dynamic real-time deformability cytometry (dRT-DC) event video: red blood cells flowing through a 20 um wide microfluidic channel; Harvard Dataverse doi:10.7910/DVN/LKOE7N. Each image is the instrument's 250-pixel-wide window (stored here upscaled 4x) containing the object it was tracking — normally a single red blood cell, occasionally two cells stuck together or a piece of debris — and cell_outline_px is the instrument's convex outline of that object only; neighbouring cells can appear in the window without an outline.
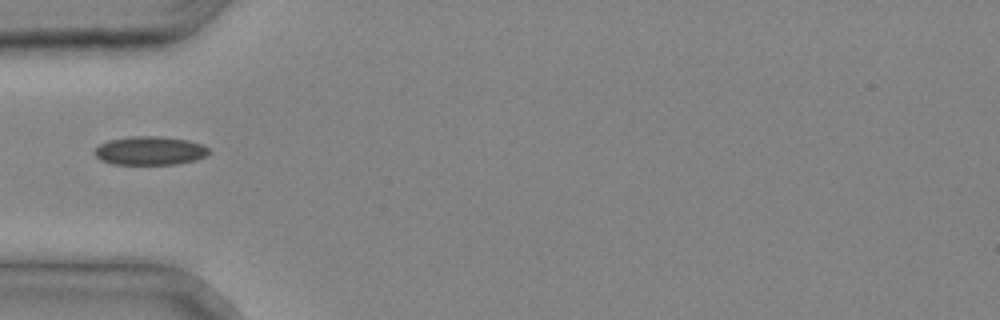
{"species": "common noctule bat (a hibernating species)", "species_latin": "Nyctalus noctula", "temperature_condition": "cold", "stored_images_in_passage": 25, "camera_frame_rate_fps": 3000, "um_per_image_px": 0.085, "animal": {"sex": "male", "body_mass_g": 20.4}, "frame": {"image": 1, "passage_image": 1, "time_ms": 0.0, "image_size_px": [1000, 320], "cell_outline_px": [[212, 152], [196, 160], [176, 164], [112, 164], [100, 160], [92, 152], [100, 144], [108, 140], [128, 136], [160, 136], [188, 140], [204, 144]], "centroid_in_image_um": [12.74, 12.8], "position_along_channel_um": 72.3, "area_um2": 19.31}}
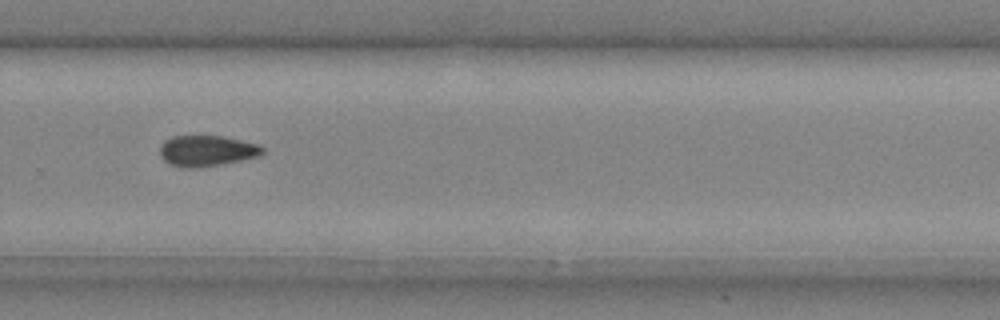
{"frame": {"image": 2, "passage_image": 15, "time_ms": 4.667, "image_size_px": [1000, 320], "cell_outline_px": [[264, 152], [260, 156], [224, 164], [200, 168], [180, 168], [164, 160], [160, 156], [160, 144], [164, 140], [172, 136], [224, 136], [256, 144], [264, 148]], "centroid_in_image_um": [17.56, 12.83], "position_along_channel_um": 312.2, "area_um2": 18.67}}
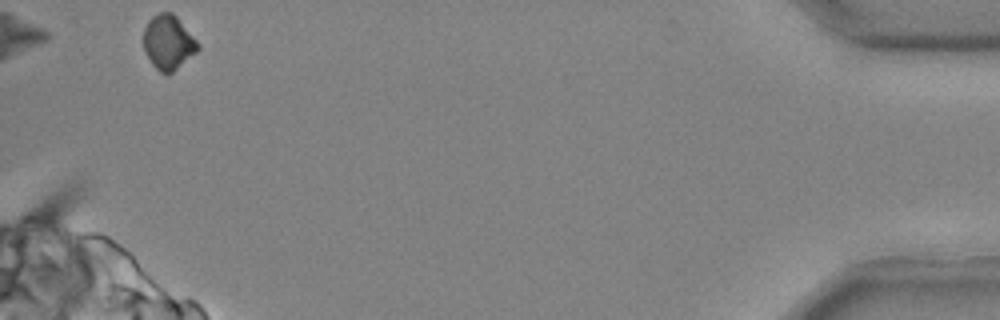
{"frame": {"image": 3, "passage_image": 25, "time_ms": 8.0, "image_size_px": [1000, 320], "cell_outline_px": [[200, 48], [196, 52], [168, 76], [160, 72], [152, 64], [144, 52], [144, 28], [148, 20], [152, 16], [160, 12], [172, 12], [176, 16], [200, 44]], "centroid_in_image_um": [14.3, 3.61], "position_along_channel_um": 420.9, "area_um2": 17.28}}